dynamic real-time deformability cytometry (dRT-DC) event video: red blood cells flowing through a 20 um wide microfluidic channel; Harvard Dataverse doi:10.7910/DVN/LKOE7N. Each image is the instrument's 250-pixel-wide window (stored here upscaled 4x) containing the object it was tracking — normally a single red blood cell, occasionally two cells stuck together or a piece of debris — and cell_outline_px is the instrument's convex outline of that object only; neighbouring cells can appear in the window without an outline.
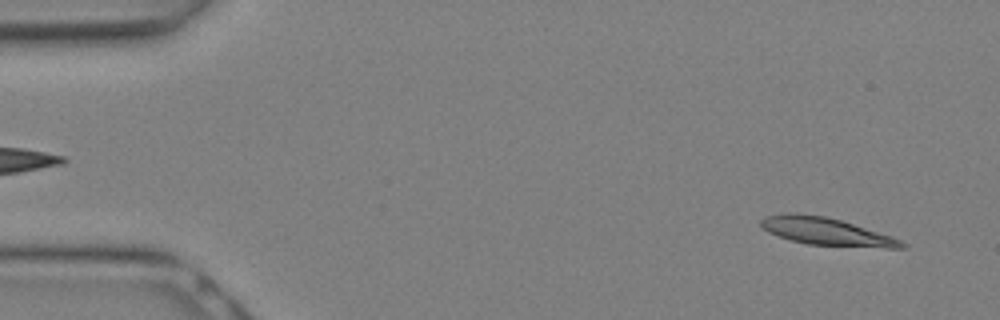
{"species": "Egyptian fruit bat (a non-hibernating species)", "species_latin": "Rousettus aegyptiacus", "temperature_condition": "warm", "stored_images_in_passage": 9, "camera_frame_rate_fps": 3000, "um_per_image_px": 0.085, "animal": {"sex": "female"}, "frame": {"image": 1, "passage_image": 1, "time_ms": 0.0, "image_size_px": [1000, 320], "cell_outline_px": [[900, 244], [812, 244], [780, 236], [764, 228], [764, 224], [776, 216], [820, 216], [836, 220], [896, 240]], "centroid_in_image_um": [69.98, 19.65], "position_along_channel_um": 15.0, "area_um2": 17.8}}
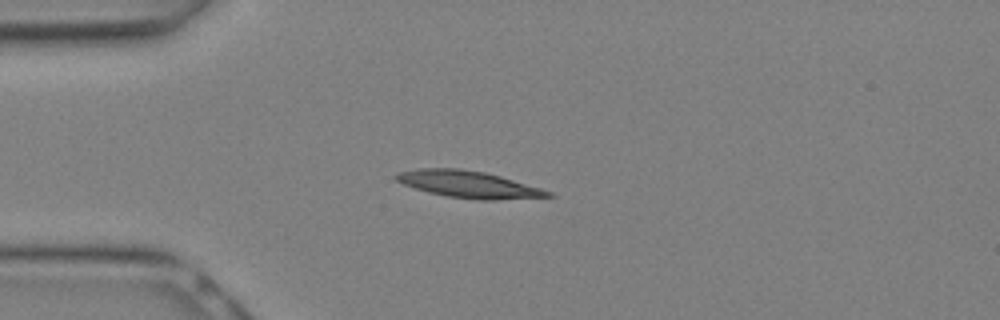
{"frame": {"image": 2, "passage_image": 6, "time_ms": 1.667, "image_size_px": [1000, 320], "cell_outline_px": [[548, 196], [452, 196], [432, 192], [408, 184], [400, 180], [396, 176], [408, 172], [480, 172], [496, 176], [548, 192]], "centroid_in_image_um": [39.82, 15.68], "position_along_channel_um": 45.2, "area_um2": 18.44}}